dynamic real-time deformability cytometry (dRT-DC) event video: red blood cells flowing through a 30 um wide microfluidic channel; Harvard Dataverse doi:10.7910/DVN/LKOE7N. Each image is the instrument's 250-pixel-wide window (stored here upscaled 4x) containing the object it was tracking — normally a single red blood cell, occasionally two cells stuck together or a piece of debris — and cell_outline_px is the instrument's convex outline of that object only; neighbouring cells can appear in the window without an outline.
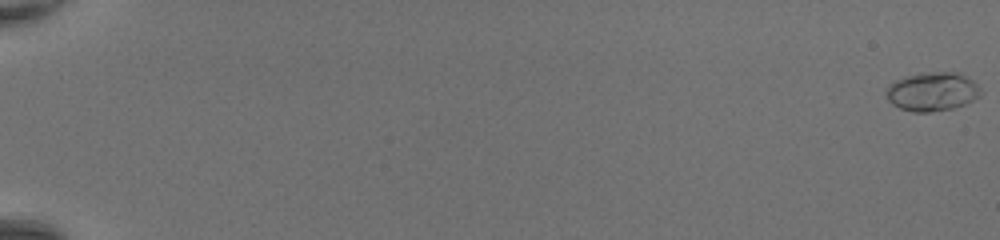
{"species": "common noctule bat (a hibernating species)", "species_latin": "Nyctalus noctula", "temperature_condition": "room temperature", "stored_images_in_passage": 51, "camera_frame_rate_fps": 3000, "um_per_image_px": 0.085, "animal": {"sex": "female", "body_mass_g": 20.0, "forearm_length_mm": 54.0}, "frame": {"image": 1, "passage_image": 1, "time_ms": 0.0, "image_size_px": [1000, 240], "cell_outline_px": [[980, 96], [964, 104], [952, 108], [928, 112], [912, 112], [900, 108], [892, 104], [888, 100], [884, 92], [896, 80], [904, 76], [920, 72], [960, 72], [972, 80], [980, 88]], "centroid_in_image_um": [79.23, 7.77], "position_along_channel_um": 5.8, "area_um2": 21.39}}
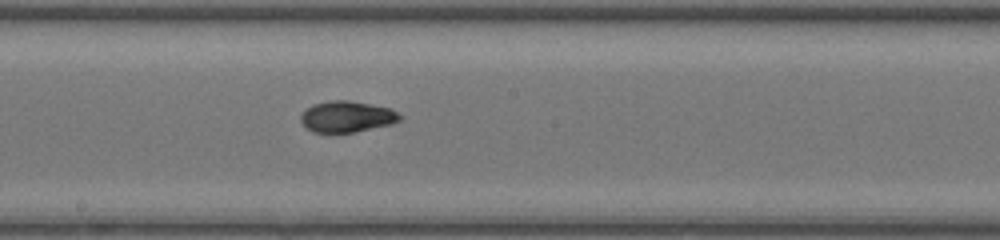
{"frame": {"image": 2, "passage_image": 31, "time_ms": 10.0, "image_size_px": [1000, 240], "cell_outline_px": [[404, 116], [400, 120], [392, 124], [352, 132], [312, 132], [300, 120], [300, 116], [312, 104], [332, 100], [348, 100], [392, 108]], "centroid_in_image_um": [29.53, 9.9], "position_along_channel_um": 218.7, "area_um2": 17.92}}
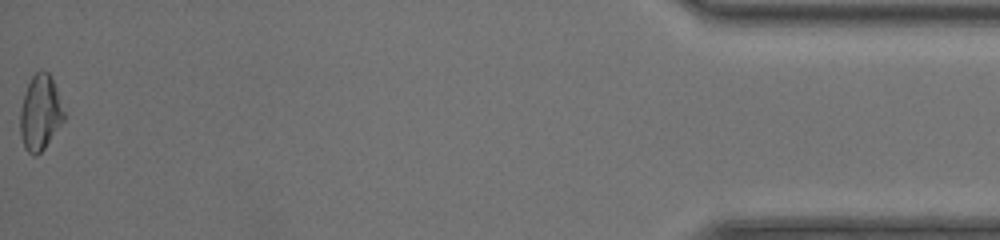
{"frame": {"image": 3, "passage_image": 51, "time_ms": 16.667, "image_size_px": [1000, 240], "cell_outline_px": [[64, 120], [44, 148], [36, 156], [32, 156], [24, 148], [20, 136], [20, 108], [24, 92], [32, 76], [40, 68], [48, 72], [56, 88], [64, 112]], "centroid_in_image_um": [3.39, 9.59], "position_along_channel_um": 431.8, "area_um2": 19.19}, "authors_computed_cell_mechanics": {"area_um2": 18.3226, "velocity_mm_per_s": 4.4129, "shape_relaxation_time_tau1_ms": 6.2071, "shape_relaxation_time_tau2_ms": 1.0192, "deformation_change_tau1": 0.2253, "deformation_change_tau2": 0.0481}}